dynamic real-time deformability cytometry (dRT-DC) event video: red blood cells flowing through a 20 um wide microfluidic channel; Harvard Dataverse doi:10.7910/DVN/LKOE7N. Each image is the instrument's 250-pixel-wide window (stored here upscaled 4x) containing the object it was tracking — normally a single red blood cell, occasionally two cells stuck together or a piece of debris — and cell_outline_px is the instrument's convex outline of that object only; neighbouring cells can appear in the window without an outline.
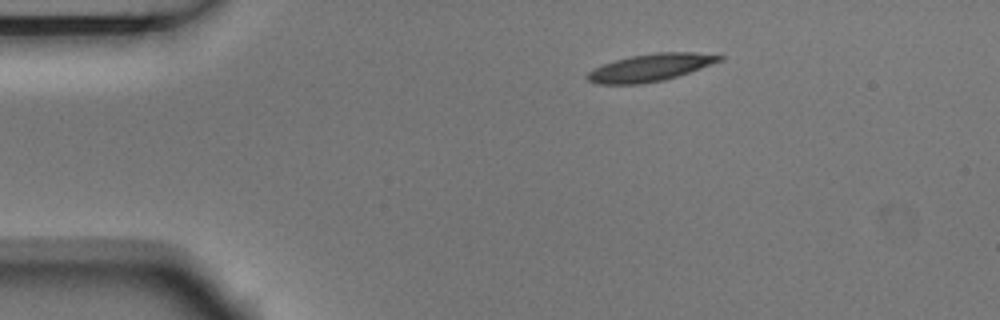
{"species": "Egyptian fruit bat (a non-hibernating species)", "species_latin": "Rousettus aegyptiacus", "temperature_condition": "room temperature", "stored_images_in_passage": 4, "camera_frame_rate_fps": 3000, "um_per_image_px": 0.085, "animal": {"sex": "male"}, "frame": {"image": 1, "passage_image": 4, "time_ms": 1.0, "image_size_px": [1000, 320], "cell_outline_px": [[724, 60], [664, 80], [644, 84], [596, 84], [588, 80], [584, 76], [592, 68], [616, 60], [632, 56], [656, 52], [692, 52], [724, 56]], "centroid_in_image_um": [55.24, 5.75], "position_along_channel_um": 29.8, "area_um2": 20.98}}